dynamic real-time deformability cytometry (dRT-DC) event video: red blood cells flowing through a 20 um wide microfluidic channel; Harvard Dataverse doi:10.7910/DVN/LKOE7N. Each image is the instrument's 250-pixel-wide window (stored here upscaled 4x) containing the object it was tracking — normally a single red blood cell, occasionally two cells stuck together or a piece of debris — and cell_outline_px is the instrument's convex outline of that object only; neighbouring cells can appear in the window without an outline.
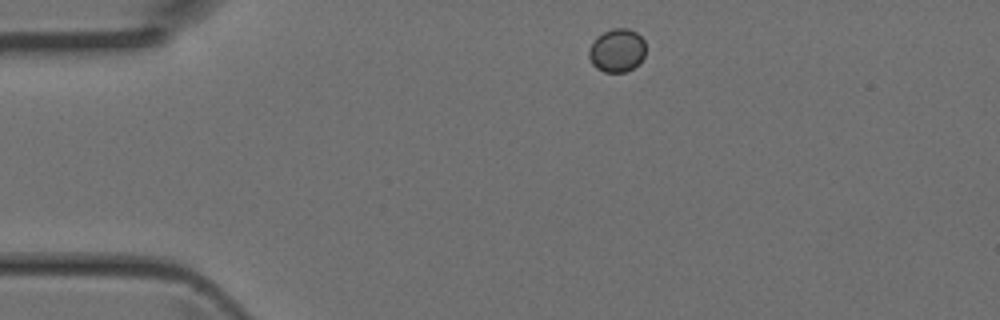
{"species": "Egyptian fruit bat (a non-hibernating species)", "species_latin": "Rousettus aegyptiacus", "temperature_condition": "room temperature", "stored_images_in_passage": 2, "camera_frame_rate_fps": 3000, "um_per_image_px": 0.085, "animal": {"sex": "female"}, "frame": {"image": 1, "passage_image": 1, "time_ms": 0.0, "image_size_px": [1000, 320], "cell_outline_px": [[644, 56], [632, 68], [624, 72], [604, 72], [596, 68], [592, 64], [588, 56], [588, 48], [596, 36], [612, 28], [628, 28], [636, 32], [644, 40]], "centroid_in_image_um": [52.4, 4.27], "position_along_channel_um": 32.6, "area_um2": 14.33}}